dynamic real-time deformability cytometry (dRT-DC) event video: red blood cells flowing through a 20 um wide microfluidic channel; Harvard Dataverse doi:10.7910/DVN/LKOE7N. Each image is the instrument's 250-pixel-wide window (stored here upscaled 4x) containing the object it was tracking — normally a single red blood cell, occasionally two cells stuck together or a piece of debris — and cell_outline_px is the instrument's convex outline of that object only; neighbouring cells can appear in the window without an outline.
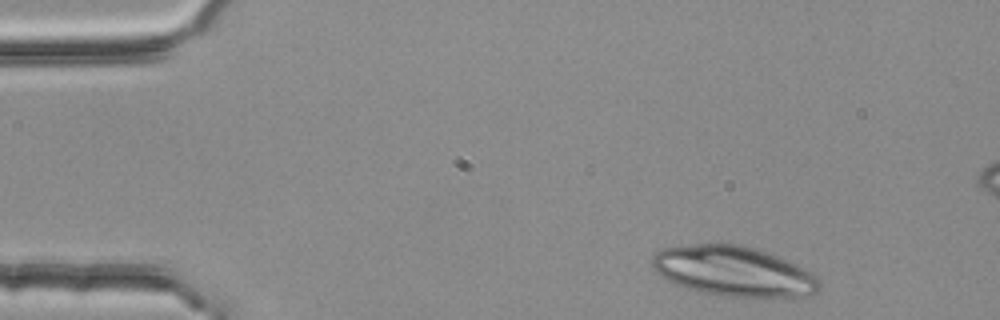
{"species": "common noctule bat (a hibernating species)", "species_latin": "Nyctalus noctula", "temperature_condition": "room temperature", "stored_images_in_passage": 4, "camera_frame_rate_fps": 3000, "um_per_image_px": 0.085, "animal": {"sex": "female", "body_mass_g": 25.1}, "frame": {"image": 1, "passage_image": 1, "time_ms": 0.0, "image_size_px": [1000, 320], "cell_outline_px": [[824, 288], [820, 292], [808, 296], [788, 300], [764, 300], [724, 296], [700, 292], [676, 284], [660, 276], [652, 268], [652, 256], [656, 252], [664, 248], [696, 244], [736, 244], [756, 248], [780, 256], [812, 272], [816, 276]], "centroid_in_image_um": [62.49, 23.12], "position_along_channel_um": 22.5, "area_um2": 50.4}}